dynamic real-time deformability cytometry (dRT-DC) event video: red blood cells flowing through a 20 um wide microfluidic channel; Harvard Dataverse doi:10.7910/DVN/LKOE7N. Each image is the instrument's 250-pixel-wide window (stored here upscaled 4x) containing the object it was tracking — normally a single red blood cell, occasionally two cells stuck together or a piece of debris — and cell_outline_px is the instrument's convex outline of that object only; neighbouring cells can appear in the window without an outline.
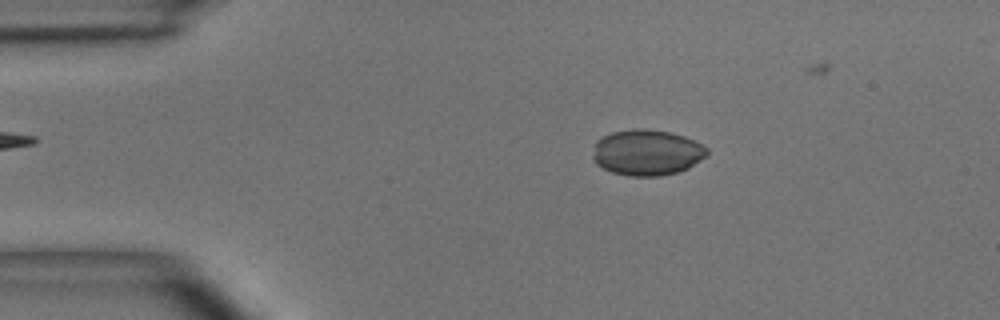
{"species": "common noctule bat (a hibernating species)", "species_latin": "Nyctalus noctula", "temperature_condition": "room temperature", "stored_images_in_passage": 44, "camera_frame_rate_fps": 3000, "um_per_image_px": 0.085, "animal": {"sex": "male", "body_mass_g": 15.6}, "frame": {"image": 1, "passage_image": 8, "time_ms": 2.333, "image_size_px": [1000, 320], "cell_outline_px": [[708, 152], [700, 160], [688, 168], [680, 172], [660, 176], [628, 176], [612, 172], [596, 164], [592, 156], [596, 140], [612, 132], [632, 128], [644, 128], [668, 132], [684, 136], [704, 144], [708, 148]], "centroid_in_image_um": [54.99, 12.96], "position_along_channel_um": 30.0, "area_um2": 30.69}}
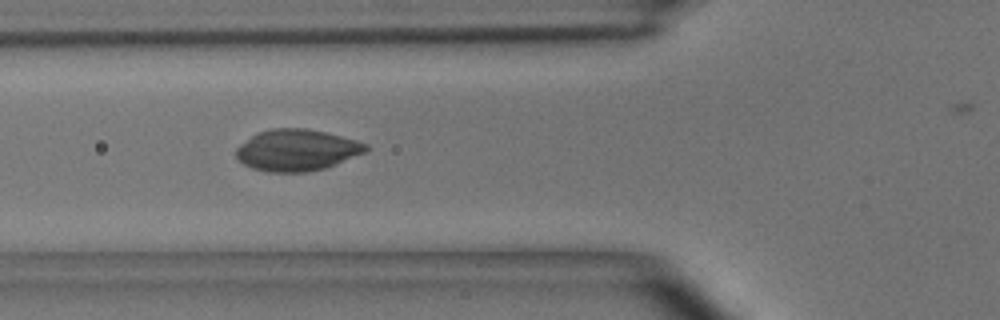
{"frame": {"image": 2, "passage_image": 17, "time_ms": 5.333, "image_size_px": [1000, 320], "cell_outline_px": [[368, 148], [364, 152], [336, 164], [324, 168], [308, 172], [268, 172], [252, 168], [244, 164], [236, 156], [236, 148], [240, 144], [256, 132], [272, 128], [308, 128], [356, 140], [368, 144]], "centroid_in_image_um": [25.2, 12.75], "position_along_channel_um": 100.6, "area_um2": 31.27}}
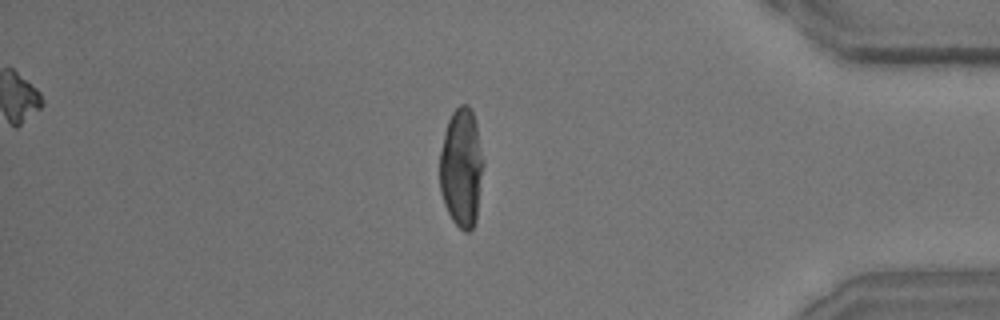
{"frame": {"image": 3, "passage_image": 42, "time_ms": 13.667, "image_size_px": [1000, 320], "cell_outline_px": [[484, 164], [476, 220], [472, 228], [468, 232], [464, 232], [452, 220], [444, 204], [440, 192], [440, 152], [444, 132], [448, 120], [452, 112], [460, 104], [468, 104], [472, 108], [476, 124], [484, 160]], "centroid_in_image_um": [39.23, 14.24], "position_along_channel_um": 396.0, "area_um2": 30.52}}